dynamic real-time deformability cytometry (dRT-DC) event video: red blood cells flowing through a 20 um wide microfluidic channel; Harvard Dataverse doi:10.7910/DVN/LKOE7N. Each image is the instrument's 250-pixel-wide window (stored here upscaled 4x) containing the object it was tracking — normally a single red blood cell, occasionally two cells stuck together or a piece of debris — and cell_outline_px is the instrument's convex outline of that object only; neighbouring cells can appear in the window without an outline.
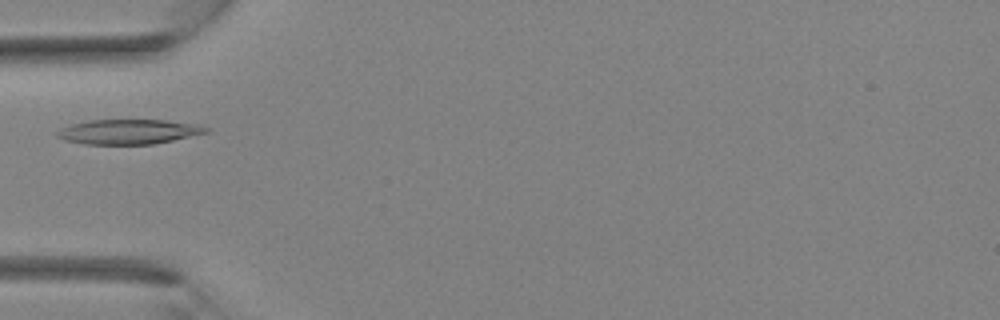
{"species": "Egyptian fruit bat (a non-hibernating species)", "species_latin": "Rousettus aegyptiacus", "temperature_condition": "room temperature", "stored_images_in_passage": 27, "camera_frame_rate_fps": 3000, "um_per_image_px": 0.085, "animal": {"sex": "female"}, "frame": {"image": 1, "passage_image": 3, "time_ms": 0.667, "image_size_px": [1000, 320], "cell_outline_px": [[208, 132], [172, 140], [152, 144], [84, 144], [64, 140], [56, 136], [56, 132], [60, 128], [72, 124], [88, 120], [168, 120], [204, 124], [208, 128]], "centroid_in_image_um": [10.95, 11.18], "position_along_channel_um": 74.1, "area_um2": 21.62}}
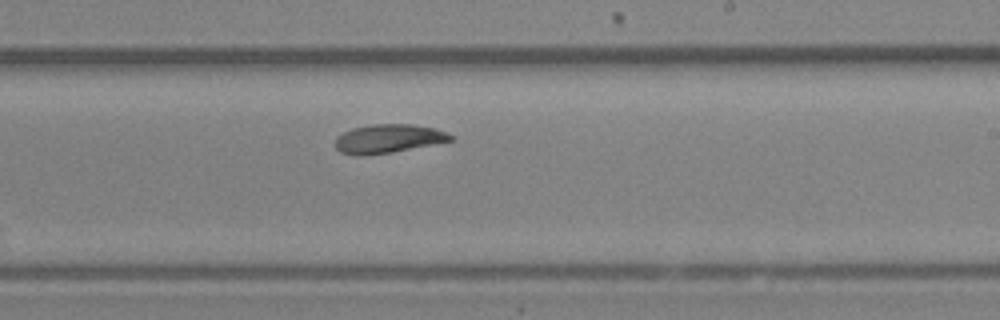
{"frame": {"image": 2, "passage_image": 13, "time_ms": 4.0, "image_size_px": [1000, 320], "cell_outline_px": [[456, 140], [392, 152], [364, 156], [356, 156], [340, 152], [332, 144], [336, 136], [352, 128], [372, 124], [412, 124], [436, 128], [448, 132], [456, 136]], "centroid_in_image_um": [33.02, 11.79], "position_along_channel_um": 256.0, "area_um2": 19.83}}
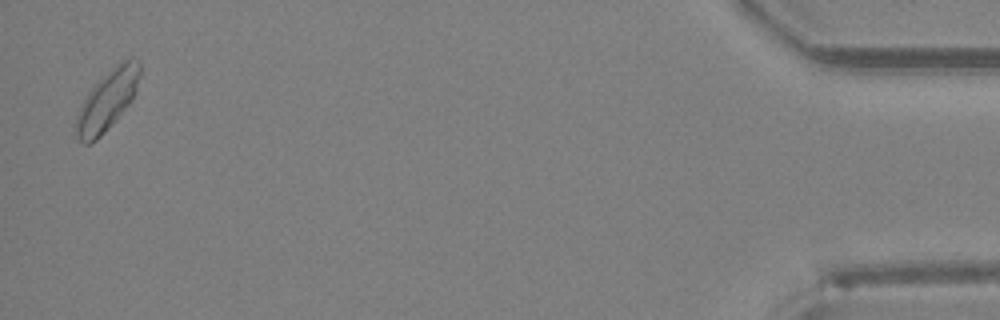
{"frame": {"image": 3, "passage_image": 27, "time_ms": 8.667, "image_size_px": [1000, 320], "cell_outline_px": [[140, 76], [132, 100], [112, 124], [96, 140], [88, 144], [84, 144], [76, 136], [72, 124], [88, 92], [120, 60], [136, 56], [140, 60]], "centroid_in_image_um": [9.11, 8.52], "position_along_channel_um": 426.1, "area_um2": 22.31}}